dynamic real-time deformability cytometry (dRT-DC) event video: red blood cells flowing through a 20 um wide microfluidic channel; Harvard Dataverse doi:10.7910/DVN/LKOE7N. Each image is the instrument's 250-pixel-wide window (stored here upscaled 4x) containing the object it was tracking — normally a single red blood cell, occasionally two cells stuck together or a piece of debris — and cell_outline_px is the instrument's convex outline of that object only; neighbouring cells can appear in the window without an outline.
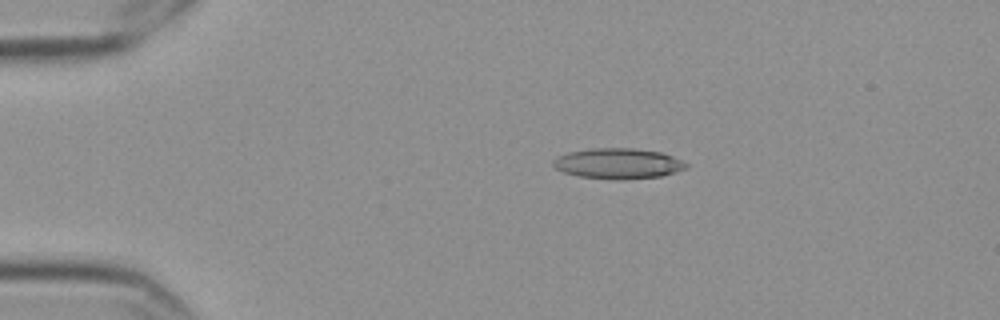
{"species": "Egyptian fruit bat (a non-hibernating species)", "species_latin": "Rousettus aegyptiacus", "temperature_condition": "cold", "stored_images_in_passage": 48, "camera_frame_rate_fps": 3000, "um_per_image_px": 0.085, "frame": {"image": 1, "passage_image": 2, "time_ms": 0.333, "image_size_px": [1000, 320], "cell_outline_px": [[688, 168], [676, 172], [660, 176], [620, 180], [616, 180], [580, 176], [564, 172], [556, 168], [552, 164], [552, 160], [556, 156], [568, 152], [592, 148], [636, 148], [660, 152], [672, 156], [688, 164]], "centroid_in_image_um": [52.53, 13.89], "position_along_channel_um": 32.5, "area_um2": 23.7}}
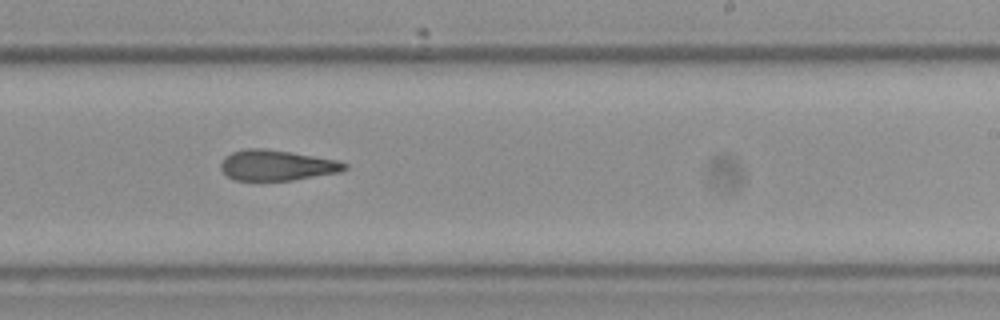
{"frame": {"image": 2, "passage_image": 26, "time_ms": 8.333, "image_size_px": [1000, 320], "cell_outline_px": [[348, 168], [340, 172], [292, 180], [232, 180], [220, 168], [220, 164], [224, 156], [232, 152], [244, 148], [264, 148], [336, 160], [348, 164]], "centroid_in_image_um": [23.49, 14.05], "position_along_channel_um": 265.5, "area_um2": 21.91}}
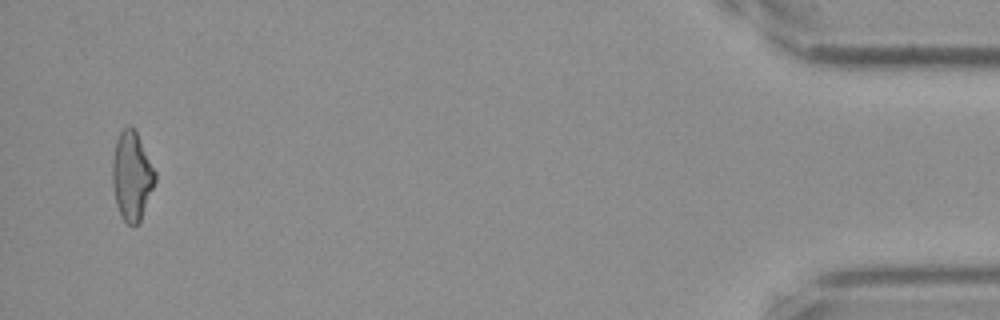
{"frame": {"image": 3, "passage_image": 46, "time_ms": 15.0, "image_size_px": [1000, 320], "cell_outline_px": [[156, 180], [140, 224], [128, 224], [124, 220], [116, 204], [112, 188], [112, 160], [116, 140], [120, 132], [128, 124], [136, 132], [156, 172]], "centroid_in_image_um": [11.2, 14.98], "position_along_channel_um": 424.0, "area_um2": 22.08}, "authors_computed_cell_mechanics": {"area_um2": 22.831, "velocity_mm_per_s": 3.5602, "shape_relaxation_time_tau1_ms": null, "shape_relaxation_time_tau2_ms": 4.3192, "deformation_change_tau1": null, "deformation_change_tau2": 0.1525}}